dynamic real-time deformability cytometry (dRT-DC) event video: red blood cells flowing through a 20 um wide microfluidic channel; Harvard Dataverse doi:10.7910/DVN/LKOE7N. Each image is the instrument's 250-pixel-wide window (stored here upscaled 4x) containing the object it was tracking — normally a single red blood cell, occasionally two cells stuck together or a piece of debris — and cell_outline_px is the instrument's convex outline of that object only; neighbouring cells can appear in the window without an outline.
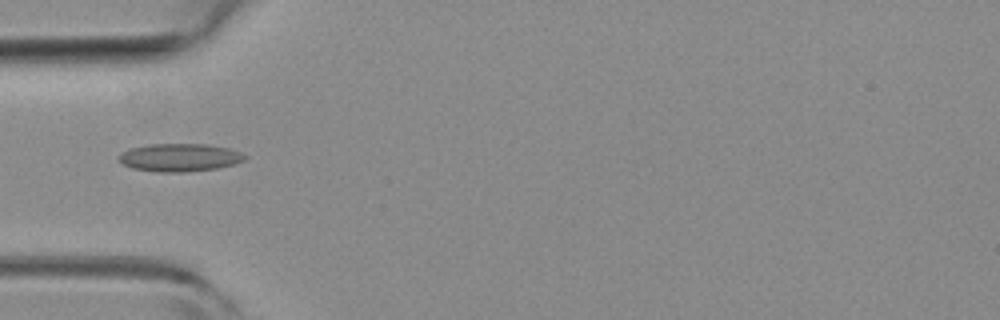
{"species": "common noctule bat (a hibernating species)", "species_latin": "Nyctalus noctula", "temperature_condition": "room temperature", "stored_images_in_passage": 8, "camera_frame_rate_fps": 3000, "um_per_image_px": 0.085, "animal": {"sex": "female", "body_mass_g": 19.3, "forearm_length_mm": 54.1}, "frame": {"image": 1, "passage_image": 4, "time_ms": 1.0, "image_size_px": [1000, 320], "cell_outline_px": [[248, 156], [244, 160], [232, 164], [216, 168], [188, 172], [156, 172], [132, 168], [124, 164], [120, 160], [120, 156], [124, 152], [132, 148], [148, 144], [208, 144], [228, 148], [240, 152]], "centroid_in_image_um": [15.3, 13.39], "position_along_channel_um": 69.7, "area_um2": 20.29}}
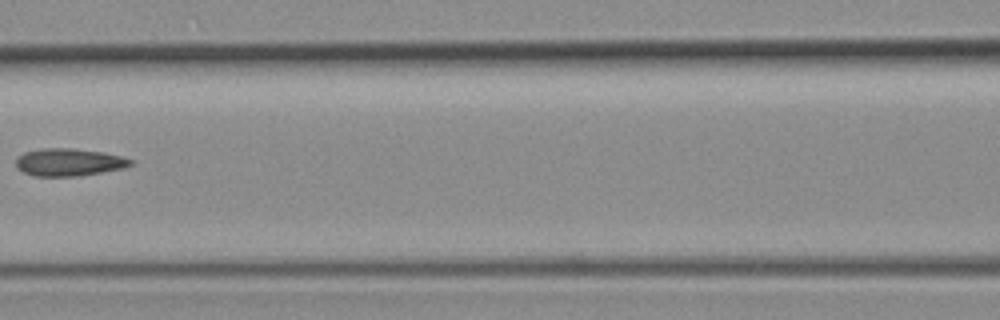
{"frame": {"image": 2, "passage_image": 6, "time_ms": 1.667, "image_size_px": [1000, 320], "cell_outline_px": [[132, 164], [124, 168], [76, 176], [32, 176], [16, 168], [16, 160], [24, 152], [44, 148], [72, 148], [104, 152], [120, 156], [132, 160]], "centroid_in_image_um": [5.84, 13.78], "position_along_channel_um": 160.8, "area_um2": 18.26}}
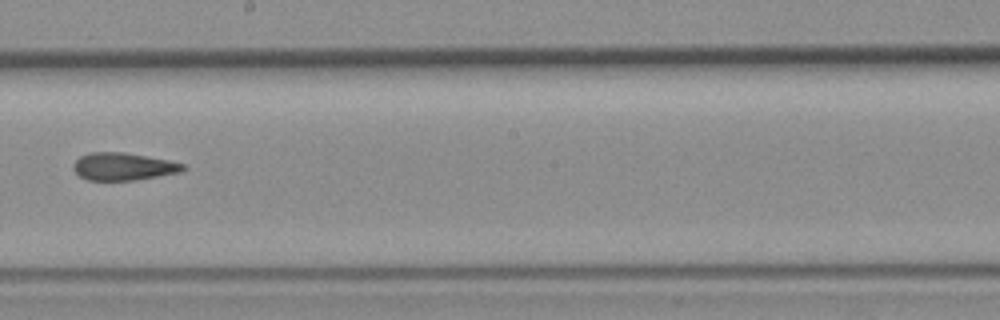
{"frame": {"image": 3, "passage_image": 8, "time_ms": 2.333, "image_size_px": [1000, 320], "cell_outline_px": [[188, 168], [180, 172], [136, 180], [88, 180], [80, 176], [72, 168], [72, 164], [80, 156], [88, 152], [124, 152], [168, 160], [184, 164]], "centroid_in_image_um": [10.47, 14.15], "position_along_channel_um": 237.7, "area_um2": 17.63}}